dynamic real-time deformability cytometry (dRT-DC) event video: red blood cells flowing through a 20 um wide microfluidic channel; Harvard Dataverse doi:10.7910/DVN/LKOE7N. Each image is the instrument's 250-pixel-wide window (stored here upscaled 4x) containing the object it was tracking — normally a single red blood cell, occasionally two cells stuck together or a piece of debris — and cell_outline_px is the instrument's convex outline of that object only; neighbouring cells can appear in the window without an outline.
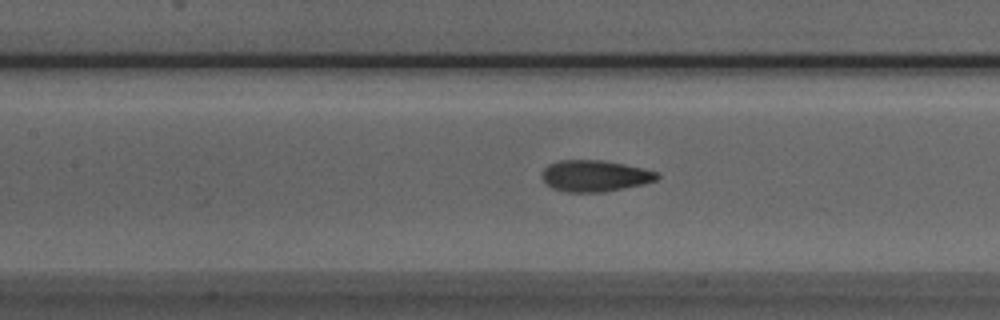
{"species": "Egyptian fruit bat (a non-hibernating species)", "species_latin": "Rousettus aegyptiacus", "temperature_condition": "room temperature", "stored_images_in_passage": 45, "camera_frame_rate_fps": 3000, "um_per_image_px": 0.085, "animal": {"sex": "male"}, "frame": {"image": 1, "passage_image": 21, "time_ms": 6.667, "image_size_px": [1000, 320], "cell_outline_px": [[660, 176], [656, 180], [640, 184], [604, 192], [568, 192], [552, 188], [540, 176], [544, 168], [548, 164], [560, 160], [600, 160], [624, 164], [656, 172]], "centroid_in_image_um": [50.5, 14.94], "position_along_channel_um": 156.9, "area_um2": 20.75}}
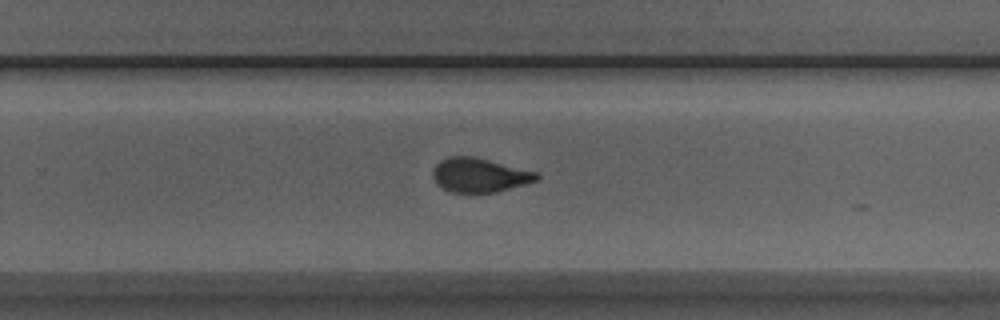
{"frame": {"image": 2, "passage_image": 31, "time_ms": 10.0, "image_size_px": [1000, 320], "cell_outline_px": [[540, 176], [536, 180], [524, 184], [496, 192], [448, 192], [436, 184], [432, 176], [432, 172], [436, 164], [440, 160], [448, 156], [472, 156], [536, 172]], "centroid_in_image_um": [40.69, 14.88], "position_along_channel_um": 289.1, "area_um2": 20.46}}
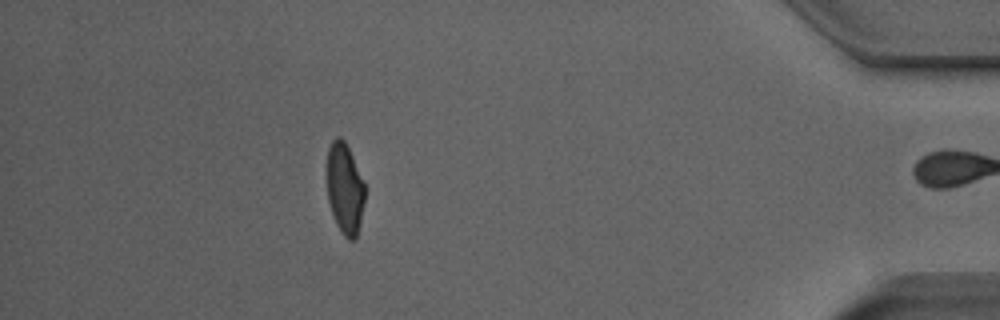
{"frame": {"image": 3, "passage_image": 44, "time_ms": 14.333, "image_size_px": [1000, 320], "cell_outline_px": [[364, 204], [356, 240], [348, 240], [340, 232], [336, 224], [328, 200], [328, 148], [332, 140], [336, 136], [340, 136], [344, 140], [352, 156], [364, 184]], "centroid_in_image_um": [29.31, 16.06], "position_along_channel_um": 405.9, "area_um2": 19.83}, "authors_computed_cell_mechanics": {"area_um2": 20.8658, "velocity_mm_per_s": 3.9822, "shape_relaxation_time_tau1_ms": 5.9975, "shape_relaxation_time_tau2_ms": 1.2624, "deformation_change_tau1": 0.1957, "deformation_change_tau2": 0.0681}}